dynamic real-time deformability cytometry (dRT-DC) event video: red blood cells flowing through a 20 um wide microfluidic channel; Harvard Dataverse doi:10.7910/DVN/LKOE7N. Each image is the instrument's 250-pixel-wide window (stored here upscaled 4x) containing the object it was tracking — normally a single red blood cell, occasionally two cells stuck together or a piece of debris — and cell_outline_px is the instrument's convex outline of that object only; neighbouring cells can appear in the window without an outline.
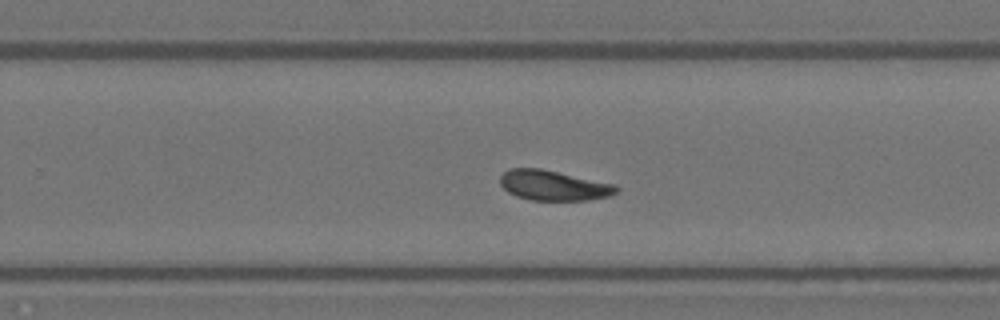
{"species": "Egyptian fruit bat (a non-hibernating species)", "species_latin": "Rousettus aegyptiacus", "temperature_condition": "warm", "stored_images_in_passage": 44, "camera_frame_rate_fps": 3000, "um_per_image_px": 0.085, "animal": {"sex": "female"}, "frame": {"image": 1, "passage_image": 26, "time_ms": 8.333, "image_size_px": [1000, 320], "cell_outline_px": [[620, 188], [616, 192], [608, 196], [588, 200], [532, 200], [516, 196], [508, 192], [500, 184], [500, 176], [508, 168], [540, 168], [616, 184]], "centroid_in_image_um": [47.04, 15.75], "position_along_channel_um": 282.8, "area_um2": 20.4}}
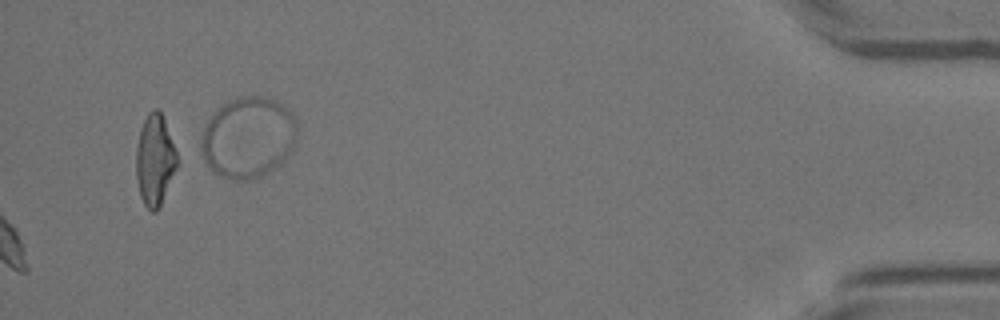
{"frame": {"image": 2, "passage_image": 44, "time_ms": 14.333, "image_size_px": [1000, 320], "cell_outline_px": [[180, 160], [160, 204], [156, 212], [152, 212], [144, 204], [140, 196], [136, 180], [136, 148], [140, 128], [148, 112], [156, 108], [160, 112], [164, 120]], "centroid_in_image_um": [13.15, 13.6], "position_along_channel_um": 422.0, "area_um2": 21.68}}